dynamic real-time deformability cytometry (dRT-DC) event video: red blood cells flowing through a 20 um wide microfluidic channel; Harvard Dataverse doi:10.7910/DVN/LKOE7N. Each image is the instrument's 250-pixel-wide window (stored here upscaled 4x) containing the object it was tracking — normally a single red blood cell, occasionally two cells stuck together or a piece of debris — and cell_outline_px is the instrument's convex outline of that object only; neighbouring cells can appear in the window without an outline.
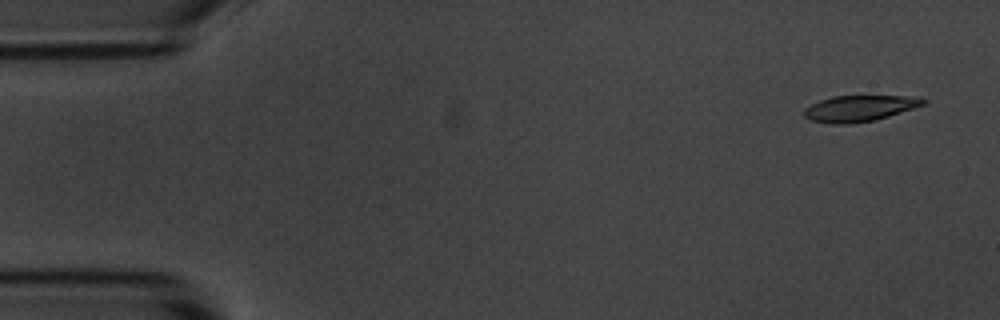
{"species": "common noctule bat (a hibernating species)", "species_latin": "Nyctalus noctula", "temperature_condition": "room temperature", "stored_images_in_passage": 7, "camera_frame_rate_fps": 3000, "um_per_image_px": 0.085, "animal": {"sex": "male", "body_mass_g": 20.1, "forearm_length_mm": 53.5}, "frame": {"image": 1, "passage_image": 1, "time_ms": 0.0, "image_size_px": [1000, 320], "cell_outline_px": [[928, 104], [876, 120], [852, 124], [832, 124], [812, 120], [804, 116], [804, 108], [820, 100], [832, 96], [916, 96], [928, 100]], "centroid_in_image_um": [73.12, 9.21], "position_along_channel_um": 11.9, "area_um2": 18.32}}
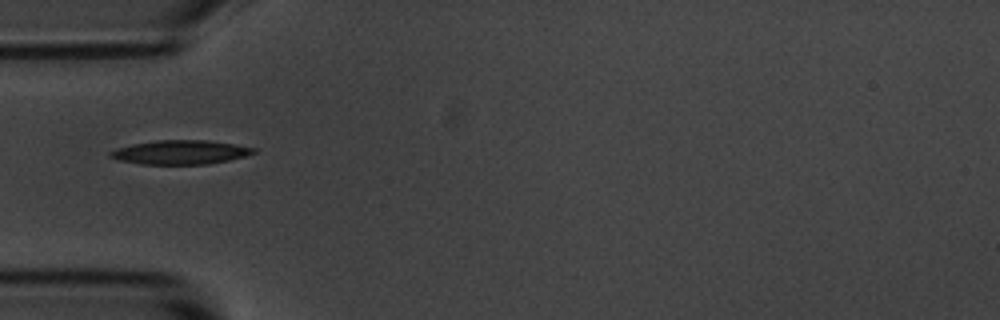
{"frame": {"image": 2, "passage_image": 5, "time_ms": 4.667, "image_size_px": [1000, 320], "cell_outline_px": [[256, 152], [244, 156], [228, 160], [208, 164], [140, 164], [120, 160], [108, 156], [108, 152], [116, 148], [132, 144], [156, 140], [208, 140], [236, 144], [256, 148]], "centroid_in_image_um": [15.32, 12.93], "position_along_channel_um": 69.7, "area_um2": 20.11}}
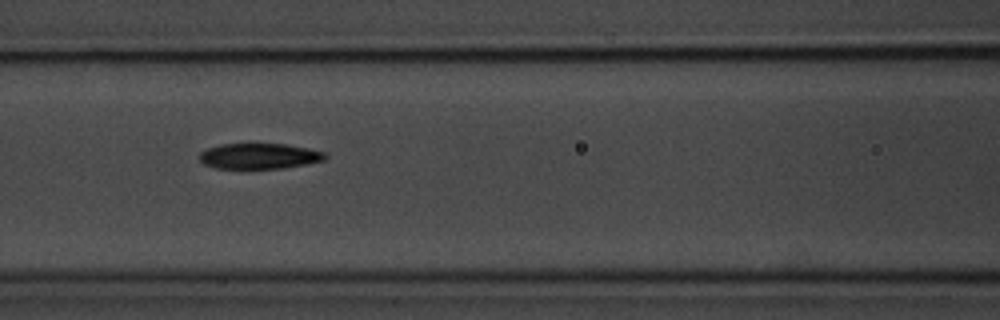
{"frame": {"image": 3, "passage_image": 7, "time_ms": 6.667, "image_size_px": [1000, 320], "cell_outline_px": [[328, 156], [324, 160], [304, 164], [280, 168], [216, 168], [204, 164], [196, 156], [200, 152], [208, 148], [220, 144], [284, 144], [308, 148], [324, 152]], "centroid_in_image_um": [21.99, 13.26], "position_along_channel_um": 144.6, "area_um2": 18.61}}